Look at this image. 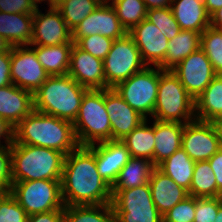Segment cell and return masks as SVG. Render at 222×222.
Returning a JSON list of instances; mask_svg holds the SVG:
<instances>
[{"label":"cell","instance_id":"obj_1","mask_svg":"<svg viewBox=\"0 0 222 222\" xmlns=\"http://www.w3.org/2000/svg\"><path fill=\"white\" fill-rule=\"evenodd\" d=\"M61 195L64 206L111 204V186L98 173L92 146H79L65 156Z\"/></svg>","mask_w":222,"mask_h":222},{"label":"cell","instance_id":"obj_2","mask_svg":"<svg viewBox=\"0 0 222 222\" xmlns=\"http://www.w3.org/2000/svg\"><path fill=\"white\" fill-rule=\"evenodd\" d=\"M51 148L67 155L79 147L73 123L33 110L14 127V142Z\"/></svg>","mask_w":222,"mask_h":222},{"label":"cell","instance_id":"obj_3","mask_svg":"<svg viewBox=\"0 0 222 222\" xmlns=\"http://www.w3.org/2000/svg\"><path fill=\"white\" fill-rule=\"evenodd\" d=\"M88 90L68 74L49 76L33 94L34 110L73 123Z\"/></svg>","mask_w":222,"mask_h":222},{"label":"cell","instance_id":"obj_4","mask_svg":"<svg viewBox=\"0 0 222 222\" xmlns=\"http://www.w3.org/2000/svg\"><path fill=\"white\" fill-rule=\"evenodd\" d=\"M65 156L55 149L13 143L12 182L61 180Z\"/></svg>","mask_w":222,"mask_h":222},{"label":"cell","instance_id":"obj_5","mask_svg":"<svg viewBox=\"0 0 222 222\" xmlns=\"http://www.w3.org/2000/svg\"><path fill=\"white\" fill-rule=\"evenodd\" d=\"M79 146L111 140V123L104 104V89H89L73 122Z\"/></svg>","mask_w":222,"mask_h":222},{"label":"cell","instance_id":"obj_6","mask_svg":"<svg viewBox=\"0 0 222 222\" xmlns=\"http://www.w3.org/2000/svg\"><path fill=\"white\" fill-rule=\"evenodd\" d=\"M194 111L195 100L188 94L179 78L171 70H163V73H160L153 112L155 120L182 122L180 118H184L186 124L192 120Z\"/></svg>","mask_w":222,"mask_h":222},{"label":"cell","instance_id":"obj_7","mask_svg":"<svg viewBox=\"0 0 222 222\" xmlns=\"http://www.w3.org/2000/svg\"><path fill=\"white\" fill-rule=\"evenodd\" d=\"M9 193L28 216L64 209L61 180L14 182Z\"/></svg>","mask_w":222,"mask_h":222},{"label":"cell","instance_id":"obj_8","mask_svg":"<svg viewBox=\"0 0 222 222\" xmlns=\"http://www.w3.org/2000/svg\"><path fill=\"white\" fill-rule=\"evenodd\" d=\"M159 71L163 72L159 67L156 71L146 66L114 87L123 100L145 119L146 113L153 115L154 112L160 80Z\"/></svg>","mask_w":222,"mask_h":222},{"label":"cell","instance_id":"obj_9","mask_svg":"<svg viewBox=\"0 0 222 222\" xmlns=\"http://www.w3.org/2000/svg\"><path fill=\"white\" fill-rule=\"evenodd\" d=\"M103 64L105 83L108 88H114L118 83L127 80L146 66L139 49L128 33L114 40Z\"/></svg>","mask_w":222,"mask_h":222},{"label":"cell","instance_id":"obj_10","mask_svg":"<svg viewBox=\"0 0 222 222\" xmlns=\"http://www.w3.org/2000/svg\"><path fill=\"white\" fill-rule=\"evenodd\" d=\"M116 222H162L149 183L119 191L112 198Z\"/></svg>","mask_w":222,"mask_h":222},{"label":"cell","instance_id":"obj_11","mask_svg":"<svg viewBox=\"0 0 222 222\" xmlns=\"http://www.w3.org/2000/svg\"><path fill=\"white\" fill-rule=\"evenodd\" d=\"M181 147L195 162L209 160L221 149L220 136L215 123L198 119L186 123Z\"/></svg>","mask_w":222,"mask_h":222},{"label":"cell","instance_id":"obj_12","mask_svg":"<svg viewBox=\"0 0 222 222\" xmlns=\"http://www.w3.org/2000/svg\"><path fill=\"white\" fill-rule=\"evenodd\" d=\"M188 94L196 100L217 76L205 52L199 48L171 70Z\"/></svg>","mask_w":222,"mask_h":222},{"label":"cell","instance_id":"obj_13","mask_svg":"<svg viewBox=\"0 0 222 222\" xmlns=\"http://www.w3.org/2000/svg\"><path fill=\"white\" fill-rule=\"evenodd\" d=\"M19 47L21 46L11 48V81L19 88L34 94L49 74L38 61L33 49Z\"/></svg>","mask_w":222,"mask_h":222},{"label":"cell","instance_id":"obj_14","mask_svg":"<svg viewBox=\"0 0 222 222\" xmlns=\"http://www.w3.org/2000/svg\"><path fill=\"white\" fill-rule=\"evenodd\" d=\"M60 44H74L72 31L65 23L61 12L55 6H50L49 12L44 15L36 8L33 14L30 45L53 46Z\"/></svg>","mask_w":222,"mask_h":222},{"label":"cell","instance_id":"obj_15","mask_svg":"<svg viewBox=\"0 0 222 222\" xmlns=\"http://www.w3.org/2000/svg\"><path fill=\"white\" fill-rule=\"evenodd\" d=\"M128 32L121 25L114 8L106 3L85 17L76 28L72 30V41L77 43L85 36L100 34L112 40L124 37Z\"/></svg>","mask_w":222,"mask_h":222},{"label":"cell","instance_id":"obj_16","mask_svg":"<svg viewBox=\"0 0 222 222\" xmlns=\"http://www.w3.org/2000/svg\"><path fill=\"white\" fill-rule=\"evenodd\" d=\"M104 104L111 123V140H123L145 120L114 88L104 89Z\"/></svg>","mask_w":222,"mask_h":222},{"label":"cell","instance_id":"obj_17","mask_svg":"<svg viewBox=\"0 0 222 222\" xmlns=\"http://www.w3.org/2000/svg\"><path fill=\"white\" fill-rule=\"evenodd\" d=\"M128 34L133 38L146 65L153 63L159 67L164 62L169 40L153 23L145 18Z\"/></svg>","mask_w":222,"mask_h":222},{"label":"cell","instance_id":"obj_18","mask_svg":"<svg viewBox=\"0 0 222 222\" xmlns=\"http://www.w3.org/2000/svg\"><path fill=\"white\" fill-rule=\"evenodd\" d=\"M68 75L87 89H108L105 83L103 60L80 49H71Z\"/></svg>","mask_w":222,"mask_h":222},{"label":"cell","instance_id":"obj_19","mask_svg":"<svg viewBox=\"0 0 222 222\" xmlns=\"http://www.w3.org/2000/svg\"><path fill=\"white\" fill-rule=\"evenodd\" d=\"M95 151V162L98 173L111 187L115 183L120 170L130 158L126 145L121 140L100 142L97 148L90 145Z\"/></svg>","mask_w":222,"mask_h":222},{"label":"cell","instance_id":"obj_20","mask_svg":"<svg viewBox=\"0 0 222 222\" xmlns=\"http://www.w3.org/2000/svg\"><path fill=\"white\" fill-rule=\"evenodd\" d=\"M34 110L33 94L14 84L0 87V117L15 127Z\"/></svg>","mask_w":222,"mask_h":222},{"label":"cell","instance_id":"obj_21","mask_svg":"<svg viewBox=\"0 0 222 222\" xmlns=\"http://www.w3.org/2000/svg\"><path fill=\"white\" fill-rule=\"evenodd\" d=\"M148 183L152 200L162 216L189 196L186 189L179 186L158 167L153 169Z\"/></svg>","mask_w":222,"mask_h":222},{"label":"cell","instance_id":"obj_22","mask_svg":"<svg viewBox=\"0 0 222 222\" xmlns=\"http://www.w3.org/2000/svg\"><path fill=\"white\" fill-rule=\"evenodd\" d=\"M184 125L182 122L155 120L154 165L156 167L181 148Z\"/></svg>","mask_w":222,"mask_h":222},{"label":"cell","instance_id":"obj_23","mask_svg":"<svg viewBox=\"0 0 222 222\" xmlns=\"http://www.w3.org/2000/svg\"><path fill=\"white\" fill-rule=\"evenodd\" d=\"M173 2L177 5L174 6ZM171 10L181 30L202 33L210 26L204 0H172Z\"/></svg>","mask_w":222,"mask_h":222},{"label":"cell","instance_id":"obj_24","mask_svg":"<svg viewBox=\"0 0 222 222\" xmlns=\"http://www.w3.org/2000/svg\"><path fill=\"white\" fill-rule=\"evenodd\" d=\"M33 30V14L0 12V35L11 46L30 45Z\"/></svg>","mask_w":222,"mask_h":222},{"label":"cell","instance_id":"obj_25","mask_svg":"<svg viewBox=\"0 0 222 222\" xmlns=\"http://www.w3.org/2000/svg\"><path fill=\"white\" fill-rule=\"evenodd\" d=\"M155 167L153 162L146 158L130 157L111 187L112 198L119 191L147 184Z\"/></svg>","mask_w":222,"mask_h":222},{"label":"cell","instance_id":"obj_26","mask_svg":"<svg viewBox=\"0 0 222 222\" xmlns=\"http://www.w3.org/2000/svg\"><path fill=\"white\" fill-rule=\"evenodd\" d=\"M201 45V33L181 30L179 34L168 41V49L161 70L174 69L183 59L188 57Z\"/></svg>","mask_w":222,"mask_h":222},{"label":"cell","instance_id":"obj_27","mask_svg":"<svg viewBox=\"0 0 222 222\" xmlns=\"http://www.w3.org/2000/svg\"><path fill=\"white\" fill-rule=\"evenodd\" d=\"M195 109L199 110L198 120H222V75H217L195 100Z\"/></svg>","mask_w":222,"mask_h":222},{"label":"cell","instance_id":"obj_28","mask_svg":"<svg viewBox=\"0 0 222 222\" xmlns=\"http://www.w3.org/2000/svg\"><path fill=\"white\" fill-rule=\"evenodd\" d=\"M73 44L37 46L35 54L49 76L66 75L69 71Z\"/></svg>","mask_w":222,"mask_h":222},{"label":"cell","instance_id":"obj_29","mask_svg":"<svg viewBox=\"0 0 222 222\" xmlns=\"http://www.w3.org/2000/svg\"><path fill=\"white\" fill-rule=\"evenodd\" d=\"M157 167L179 186L187 191L190 190L195 161L189 157L182 147L170 157L166 158Z\"/></svg>","mask_w":222,"mask_h":222},{"label":"cell","instance_id":"obj_30","mask_svg":"<svg viewBox=\"0 0 222 222\" xmlns=\"http://www.w3.org/2000/svg\"><path fill=\"white\" fill-rule=\"evenodd\" d=\"M154 136V124L149 128L145 119L121 141L126 145L130 157L146 158L154 164Z\"/></svg>","mask_w":222,"mask_h":222},{"label":"cell","instance_id":"obj_31","mask_svg":"<svg viewBox=\"0 0 222 222\" xmlns=\"http://www.w3.org/2000/svg\"><path fill=\"white\" fill-rule=\"evenodd\" d=\"M63 222H116V219L112 204L72 205L64 206Z\"/></svg>","mask_w":222,"mask_h":222},{"label":"cell","instance_id":"obj_32","mask_svg":"<svg viewBox=\"0 0 222 222\" xmlns=\"http://www.w3.org/2000/svg\"><path fill=\"white\" fill-rule=\"evenodd\" d=\"M188 194L195 198L219 197L216 178L208 160L195 162Z\"/></svg>","mask_w":222,"mask_h":222},{"label":"cell","instance_id":"obj_33","mask_svg":"<svg viewBox=\"0 0 222 222\" xmlns=\"http://www.w3.org/2000/svg\"><path fill=\"white\" fill-rule=\"evenodd\" d=\"M101 0H62L55 7L72 31L77 25L101 5Z\"/></svg>","mask_w":222,"mask_h":222},{"label":"cell","instance_id":"obj_34","mask_svg":"<svg viewBox=\"0 0 222 222\" xmlns=\"http://www.w3.org/2000/svg\"><path fill=\"white\" fill-rule=\"evenodd\" d=\"M112 7L127 32L143 21L148 11L142 0H114Z\"/></svg>","mask_w":222,"mask_h":222},{"label":"cell","instance_id":"obj_35","mask_svg":"<svg viewBox=\"0 0 222 222\" xmlns=\"http://www.w3.org/2000/svg\"><path fill=\"white\" fill-rule=\"evenodd\" d=\"M200 48L205 52L217 75H222V30L207 27L201 33Z\"/></svg>","mask_w":222,"mask_h":222},{"label":"cell","instance_id":"obj_36","mask_svg":"<svg viewBox=\"0 0 222 222\" xmlns=\"http://www.w3.org/2000/svg\"><path fill=\"white\" fill-rule=\"evenodd\" d=\"M146 19L153 23L168 40L176 37L181 31L171 7L150 9L147 11Z\"/></svg>","mask_w":222,"mask_h":222},{"label":"cell","instance_id":"obj_37","mask_svg":"<svg viewBox=\"0 0 222 222\" xmlns=\"http://www.w3.org/2000/svg\"><path fill=\"white\" fill-rule=\"evenodd\" d=\"M114 40L111 38L94 34L81 38L76 45L92 56L104 60L109 53Z\"/></svg>","mask_w":222,"mask_h":222},{"label":"cell","instance_id":"obj_38","mask_svg":"<svg viewBox=\"0 0 222 222\" xmlns=\"http://www.w3.org/2000/svg\"><path fill=\"white\" fill-rule=\"evenodd\" d=\"M196 198L188 196L163 215L162 222H193Z\"/></svg>","mask_w":222,"mask_h":222},{"label":"cell","instance_id":"obj_39","mask_svg":"<svg viewBox=\"0 0 222 222\" xmlns=\"http://www.w3.org/2000/svg\"><path fill=\"white\" fill-rule=\"evenodd\" d=\"M28 215L9 193L0 196V222H27Z\"/></svg>","mask_w":222,"mask_h":222},{"label":"cell","instance_id":"obj_40","mask_svg":"<svg viewBox=\"0 0 222 222\" xmlns=\"http://www.w3.org/2000/svg\"><path fill=\"white\" fill-rule=\"evenodd\" d=\"M222 205V197L196 198L193 222H214Z\"/></svg>","mask_w":222,"mask_h":222},{"label":"cell","instance_id":"obj_41","mask_svg":"<svg viewBox=\"0 0 222 222\" xmlns=\"http://www.w3.org/2000/svg\"><path fill=\"white\" fill-rule=\"evenodd\" d=\"M12 183L11 145L0 146V191L9 192Z\"/></svg>","mask_w":222,"mask_h":222},{"label":"cell","instance_id":"obj_42","mask_svg":"<svg viewBox=\"0 0 222 222\" xmlns=\"http://www.w3.org/2000/svg\"><path fill=\"white\" fill-rule=\"evenodd\" d=\"M36 3L35 0H0V12L34 14L38 7Z\"/></svg>","mask_w":222,"mask_h":222},{"label":"cell","instance_id":"obj_43","mask_svg":"<svg viewBox=\"0 0 222 222\" xmlns=\"http://www.w3.org/2000/svg\"><path fill=\"white\" fill-rule=\"evenodd\" d=\"M12 84L11 81V49L0 52V87Z\"/></svg>","mask_w":222,"mask_h":222},{"label":"cell","instance_id":"obj_44","mask_svg":"<svg viewBox=\"0 0 222 222\" xmlns=\"http://www.w3.org/2000/svg\"><path fill=\"white\" fill-rule=\"evenodd\" d=\"M208 162L216 178L219 197H222V148L219 149Z\"/></svg>","mask_w":222,"mask_h":222},{"label":"cell","instance_id":"obj_45","mask_svg":"<svg viewBox=\"0 0 222 222\" xmlns=\"http://www.w3.org/2000/svg\"><path fill=\"white\" fill-rule=\"evenodd\" d=\"M64 209H57L46 213L33 214L27 217V222H63Z\"/></svg>","mask_w":222,"mask_h":222},{"label":"cell","instance_id":"obj_46","mask_svg":"<svg viewBox=\"0 0 222 222\" xmlns=\"http://www.w3.org/2000/svg\"><path fill=\"white\" fill-rule=\"evenodd\" d=\"M3 135L6 137L7 144L12 145L14 142V127L0 117V137Z\"/></svg>","mask_w":222,"mask_h":222},{"label":"cell","instance_id":"obj_47","mask_svg":"<svg viewBox=\"0 0 222 222\" xmlns=\"http://www.w3.org/2000/svg\"><path fill=\"white\" fill-rule=\"evenodd\" d=\"M145 5L146 8L148 10L150 9H158V8H169L171 7V5H168V1L169 4H172V0H142Z\"/></svg>","mask_w":222,"mask_h":222},{"label":"cell","instance_id":"obj_48","mask_svg":"<svg viewBox=\"0 0 222 222\" xmlns=\"http://www.w3.org/2000/svg\"><path fill=\"white\" fill-rule=\"evenodd\" d=\"M210 26L222 30V7L210 15Z\"/></svg>","mask_w":222,"mask_h":222},{"label":"cell","instance_id":"obj_49","mask_svg":"<svg viewBox=\"0 0 222 222\" xmlns=\"http://www.w3.org/2000/svg\"><path fill=\"white\" fill-rule=\"evenodd\" d=\"M204 6L206 7L207 13L211 15L222 7V0H204Z\"/></svg>","mask_w":222,"mask_h":222},{"label":"cell","instance_id":"obj_50","mask_svg":"<svg viewBox=\"0 0 222 222\" xmlns=\"http://www.w3.org/2000/svg\"><path fill=\"white\" fill-rule=\"evenodd\" d=\"M12 48V46L7 42V40L0 35V52H7Z\"/></svg>","mask_w":222,"mask_h":222},{"label":"cell","instance_id":"obj_51","mask_svg":"<svg viewBox=\"0 0 222 222\" xmlns=\"http://www.w3.org/2000/svg\"><path fill=\"white\" fill-rule=\"evenodd\" d=\"M214 123L217 127V130H218V133H219V136H220V145H221V148H222V120H216Z\"/></svg>","mask_w":222,"mask_h":222},{"label":"cell","instance_id":"obj_52","mask_svg":"<svg viewBox=\"0 0 222 222\" xmlns=\"http://www.w3.org/2000/svg\"><path fill=\"white\" fill-rule=\"evenodd\" d=\"M214 222H222V205L219 207L218 214Z\"/></svg>","mask_w":222,"mask_h":222},{"label":"cell","instance_id":"obj_53","mask_svg":"<svg viewBox=\"0 0 222 222\" xmlns=\"http://www.w3.org/2000/svg\"><path fill=\"white\" fill-rule=\"evenodd\" d=\"M61 1L62 0H51L49 3H50V6H56Z\"/></svg>","mask_w":222,"mask_h":222},{"label":"cell","instance_id":"obj_54","mask_svg":"<svg viewBox=\"0 0 222 222\" xmlns=\"http://www.w3.org/2000/svg\"><path fill=\"white\" fill-rule=\"evenodd\" d=\"M101 2H102V3H105V4L108 3L107 0H101Z\"/></svg>","mask_w":222,"mask_h":222},{"label":"cell","instance_id":"obj_55","mask_svg":"<svg viewBox=\"0 0 222 222\" xmlns=\"http://www.w3.org/2000/svg\"><path fill=\"white\" fill-rule=\"evenodd\" d=\"M35 1L38 3V2L43 1V0H35ZM48 1L50 2L51 0H48Z\"/></svg>","mask_w":222,"mask_h":222}]
</instances>
